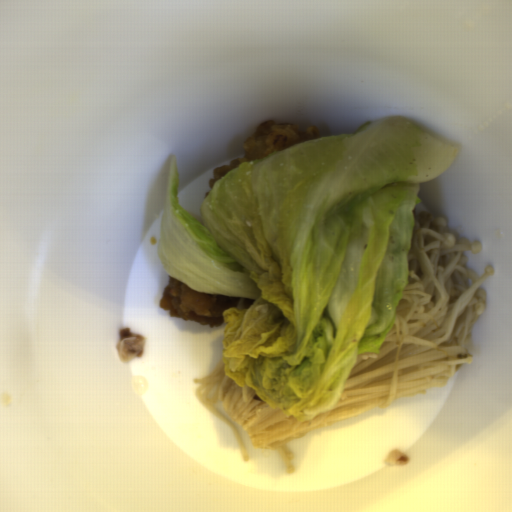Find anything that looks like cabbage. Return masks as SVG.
Wrapping results in <instances>:
<instances>
[{
  "instance_id": "cabbage-1",
  "label": "cabbage",
  "mask_w": 512,
  "mask_h": 512,
  "mask_svg": "<svg viewBox=\"0 0 512 512\" xmlns=\"http://www.w3.org/2000/svg\"><path fill=\"white\" fill-rule=\"evenodd\" d=\"M458 155L407 116L383 117L238 165L204 197L202 221L180 207L169 156L167 275L256 299L221 313L226 376L300 422L331 409L396 318L419 190Z\"/></svg>"
}]
</instances>
